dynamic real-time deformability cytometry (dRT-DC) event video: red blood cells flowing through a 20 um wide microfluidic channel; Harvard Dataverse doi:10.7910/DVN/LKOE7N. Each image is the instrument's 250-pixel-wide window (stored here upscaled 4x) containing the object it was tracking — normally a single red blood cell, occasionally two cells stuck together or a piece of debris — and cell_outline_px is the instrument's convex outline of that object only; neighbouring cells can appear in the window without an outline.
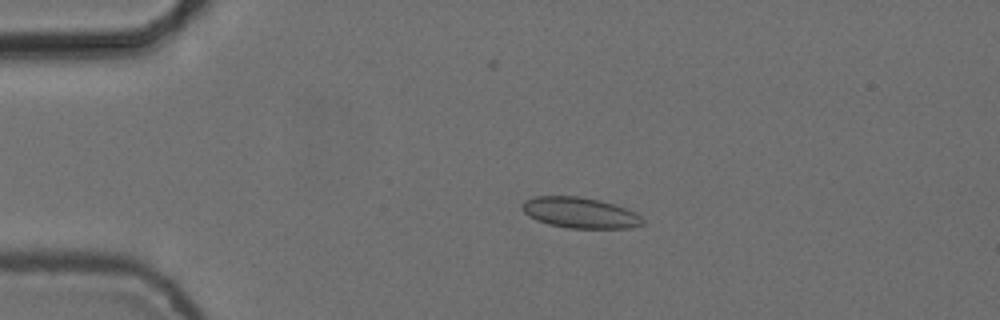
{"species": "common noctule bat (a hibernating species)", "species_latin": "Nyctalus noctula", "temperature_condition": "cold", "stored_images_in_passage": 5, "camera_frame_rate_fps": 3000, "um_per_image_px": 0.085, "animal": {"sex": "female", "body_mass_g": 24.6, "forearm_length_mm": 56.2}, "frame": {"image": 1, "passage_image": 4, "time_ms": 1.0, "image_size_px": [1000, 320], "cell_outline_px": [[644, 224], [632, 228], [568, 228], [548, 224], [536, 220], [528, 216], [524, 212], [524, 200], [536, 196], [576, 196], [600, 200], [616, 204], [636, 212], [644, 220]], "centroid_in_image_um": [49.34, 18.09], "position_along_channel_um": 35.7, "area_um2": 21.68}}